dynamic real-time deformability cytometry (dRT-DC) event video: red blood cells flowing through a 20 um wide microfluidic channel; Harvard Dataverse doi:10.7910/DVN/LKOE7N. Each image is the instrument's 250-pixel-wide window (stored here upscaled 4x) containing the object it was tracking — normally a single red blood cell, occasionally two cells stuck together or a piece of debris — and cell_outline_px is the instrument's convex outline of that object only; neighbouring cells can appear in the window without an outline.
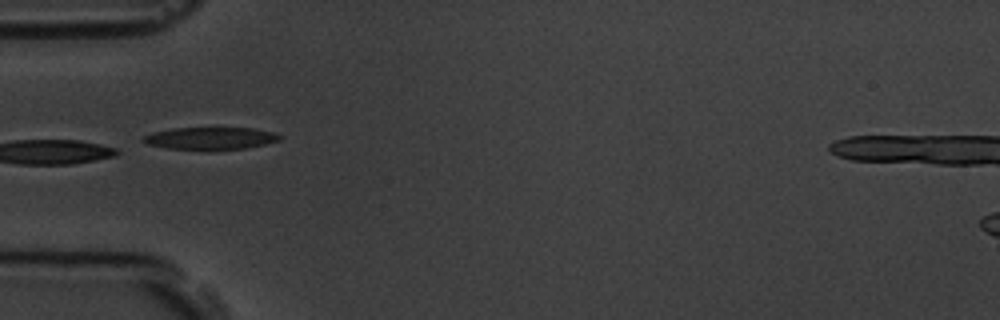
{"species": "common noctule bat (a hibernating species)", "species_latin": "Nyctalus noctula", "temperature_condition": "room temperature", "stored_images_in_passage": 11, "camera_frame_rate_fps": 3000, "um_per_image_px": 0.085, "animal": {"sex": "male", "body_mass_g": 19.5, "forearm_length_mm": 54.6}, "frame": {"image": 1, "passage_image": 5, "time_ms": 4.667, "image_size_px": [1000, 320], "cell_outline_px": [[284, 136], [280, 140], [264, 144], [244, 148], [208, 152], [164, 148], [148, 144], [140, 140], [144, 136], [152, 132], [172, 128], [216, 124], [252, 128], [276, 132]], "centroid_in_image_um": [17.89, 11.72], "position_along_channel_um": 67.1, "area_um2": 19.65}}
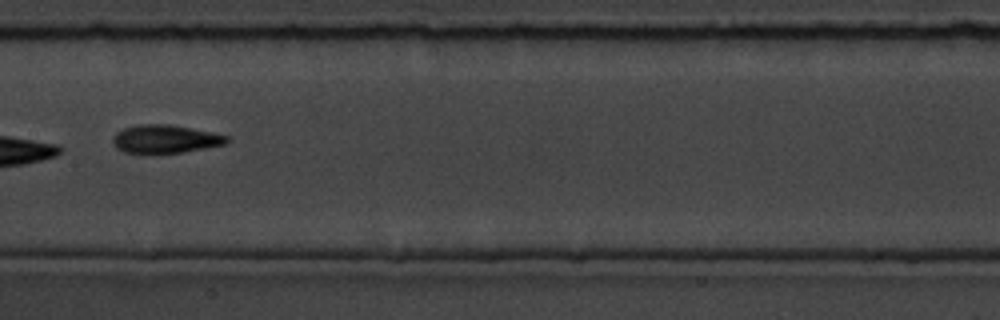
{"frame": {"image": 2, "passage_image": 8, "time_ms": 8.0, "image_size_px": [1000, 320], "cell_outline_px": [[228, 144], [184, 152], [152, 156], [144, 156], [124, 152], [116, 148], [112, 144], [112, 140], [116, 132], [124, 128], [136, 124], [168, 124], [228, 136]], "centroid_in_image_um": [13.96, 11.87], "position_along_channel_um": 193.4, "area_um2": 19.42}}
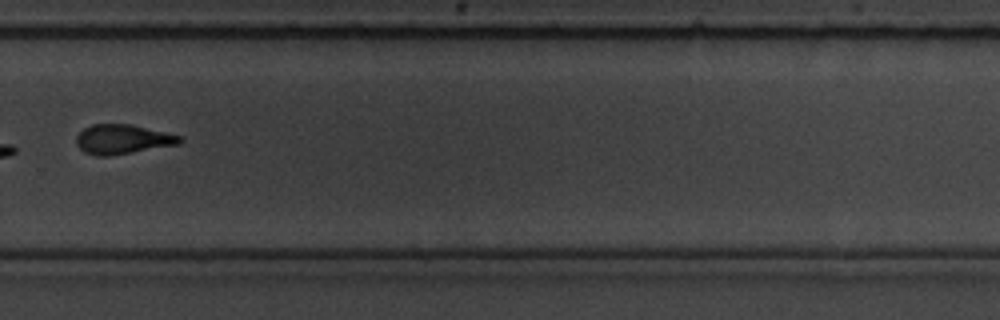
{"frame": {"image": 3, "passage_image": 11, "time_ms": 11.333, "image_size_px": [1000, 320], "cell_outline_px": [[184, 140], [180, 144], [108, 156], [96, 156], [84, 152], [76, 144], [76, 136], [84, 128], [92, 124], [132, 124], [180, 136]], "centroid_in_image_um": [10.4, 11.84], "position_along_channel_um": 319.4, "area_um2": 17.74}}